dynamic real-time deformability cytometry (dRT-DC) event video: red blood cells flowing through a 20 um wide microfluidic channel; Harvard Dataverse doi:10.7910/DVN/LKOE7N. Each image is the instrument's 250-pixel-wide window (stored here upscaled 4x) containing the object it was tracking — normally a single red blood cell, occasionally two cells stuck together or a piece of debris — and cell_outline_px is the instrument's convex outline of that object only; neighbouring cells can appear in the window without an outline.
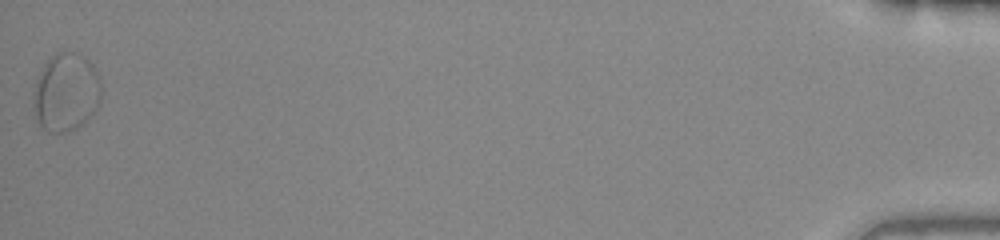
{"species": "common noctule bat (a hibernating species)", "species_latin": "Nyctalus noctula", "temperature_condition": "warm", "stored_images_in_passage": 42, "segment_of_instrument_passage": [2, 2], "camera_frame_rate_fps": 3000, "um_per_image_px": 0.085, "animal": {"sex": "female", "body_mass_g": 22.0, "forearm_length_mm": 56.7}, "frame": {"image": 1, "passage_image": 42, "time_ms": 13.667, "image_size_px": [1000, 240], "cell_outline_px": [[100, 100], [92, 112], [76, 128], [64, 132], [48, 132], [40, 124], [32, 108], [32, 92], [36, 76], [44, 64], [56, 52], [76, 52], [88, 60], [92, 64], [100, 80]], "centroid_in_image_um": [5.55, 7.82], "position_along_channel_um": 429.7, "area_um2": 30.81}}